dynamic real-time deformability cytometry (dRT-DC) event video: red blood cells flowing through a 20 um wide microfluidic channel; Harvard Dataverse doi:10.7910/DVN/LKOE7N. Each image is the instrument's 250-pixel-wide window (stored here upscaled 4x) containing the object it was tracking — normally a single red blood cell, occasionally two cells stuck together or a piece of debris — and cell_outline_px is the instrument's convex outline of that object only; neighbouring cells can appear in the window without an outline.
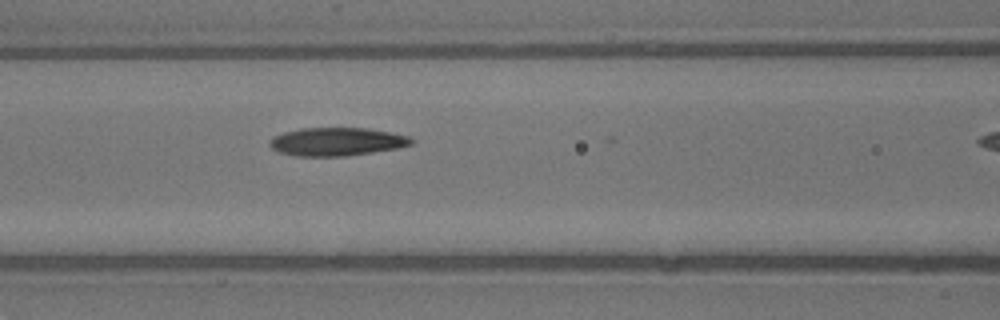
{"species": "common noctule bat (a hibernating species)", "species_latin": "Nyctalus noctula", "temperature_condition": "warm", "stored_images_in_passage": 4, "camera_frame_rate_fps": 3000, "um_per_image_px": 0.085, "animal": {"sex": "male", "body_mass_g": 13.3}, "frame": {"image": 1, "passage_image": 3, "time_ms": 0.667, "image_size_px": [1000, 320], "cell_outline_px": [[416, 140], [412, 144], [396, 148], [372, 152], [344, 156], [296, 156], [280, 152], [272, 148], [268, 144], [268, 140], [272, 136], [284, 132], [300, 128], [368, 128], [408, 136]], "centroid_in_image_um": [28.59, 12.04], "position_along_channel_um": 138.0, "area_um2": 23.29}}